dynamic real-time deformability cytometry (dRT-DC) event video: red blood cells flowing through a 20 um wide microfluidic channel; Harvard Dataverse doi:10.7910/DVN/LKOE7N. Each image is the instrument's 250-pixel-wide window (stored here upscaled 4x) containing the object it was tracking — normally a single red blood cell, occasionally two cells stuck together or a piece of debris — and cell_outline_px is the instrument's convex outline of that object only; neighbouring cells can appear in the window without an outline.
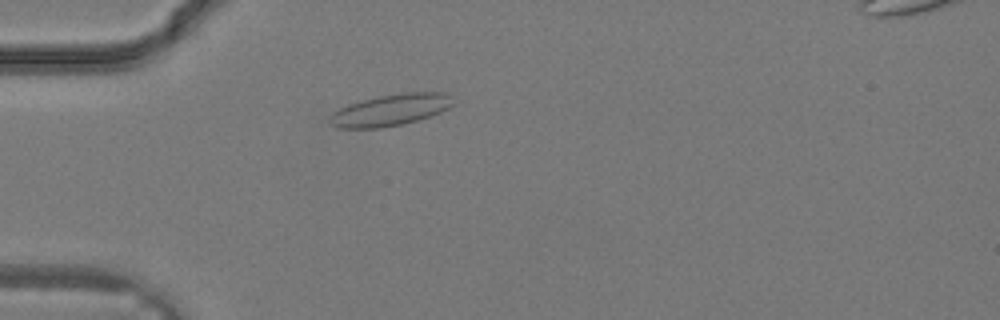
{"species": "common noctule bat (a hibernating species)", "species_latin": "Nyctalus noctula", "temperature_condition": "warm", "stored_images_in_passage": 7, "camera_frame_rate_fps": 3000, "um_per_image_px": 0.085, "animal": {"sex": "male", "body_mass_g": 19.2, "forearm_length_mm": 51.8}, "frame": {"image": 1, "passage_image": 4, "time_ms": 1.0, "image_size_px": [1000, 320], "cell_outline_px": [[456, 104], [440, 112], [420, 120], [380, 128], [336, 128], [328, 120], [340, 108], [348, 104], [360, 100], [380, 96], [404, 92], [448, 92]], "centroid_in_image_um": [33.26, 9.34], "position_along_channel_um": 51.7, "area_um2": 22.72}}